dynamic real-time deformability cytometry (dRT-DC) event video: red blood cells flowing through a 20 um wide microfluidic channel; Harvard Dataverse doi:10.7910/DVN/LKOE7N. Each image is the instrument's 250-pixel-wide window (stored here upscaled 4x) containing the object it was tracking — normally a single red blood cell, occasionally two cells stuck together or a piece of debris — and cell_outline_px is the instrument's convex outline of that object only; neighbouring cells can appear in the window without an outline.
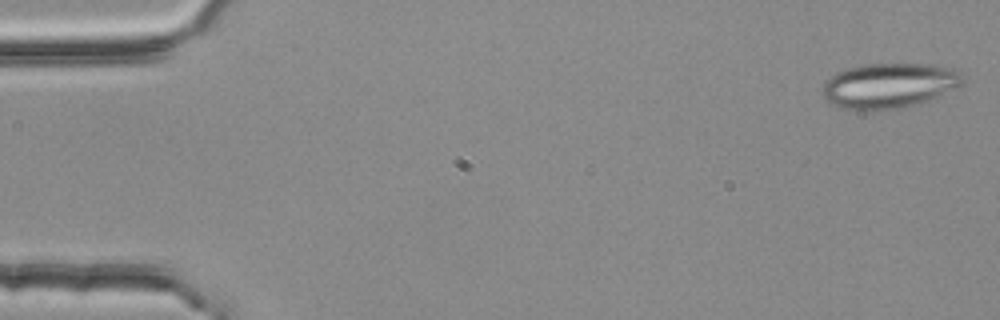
{"species": "common noctule bat (a hibernating species)", "species_latin": "Nyctalus noctula", "temperature_condition": "room temperature", "stored_images_in_passage": 4, "camera_frame_rate_fps": 3000, "um_per_image_px": 0.085, "animal": {"sex": "female", "body_mass_g": 25.1}, "frame": {"image": 1, "passage_image": 1, "time_ms": 0.0, "image_size_px": [1000, 320], "cell_outline_px": [[964, 80], [960, 84], [924, 100], [912, 104], [896, 108], [868, 112], [844, 108], [828, 104], [824, 96], [824, 80], [836, 72], [848, 68], [864, 64], [936, 64], [960, 68], [964, 76]], "centroid_in_image_um": [75.53, 7.25], "position_along_channel_um": 9.5, "area_um2": 36.76}}